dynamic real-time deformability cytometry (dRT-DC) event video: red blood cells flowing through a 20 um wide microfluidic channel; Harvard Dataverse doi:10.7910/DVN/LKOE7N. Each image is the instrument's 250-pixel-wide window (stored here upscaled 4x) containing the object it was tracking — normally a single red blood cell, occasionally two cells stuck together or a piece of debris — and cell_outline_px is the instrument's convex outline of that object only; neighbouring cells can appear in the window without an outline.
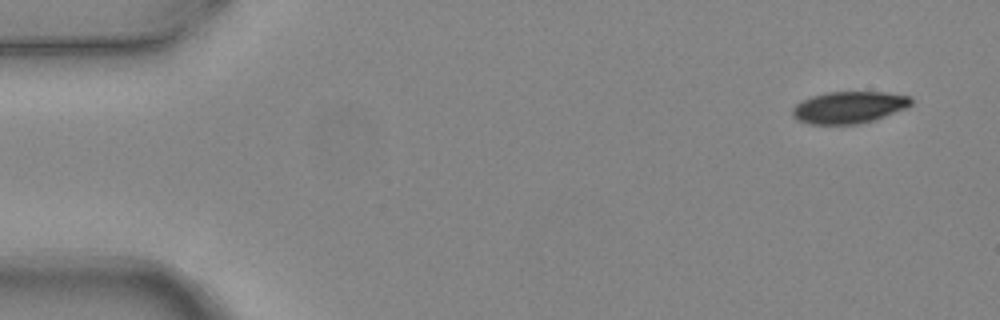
{"species": "common noctule bat (a hibernating species)", "species_latin": "Nyctalus noctula", "temperature_condition": "warm", "stored_images_in_passage": 3, "camera_frame_rate_fps": 3000, "um_per_image_px": 0.085, "animal": {"sex": "female", "body_mass_g": 24.6, "forearm_length_mm": 56.2}, "frame": {"image": 1, "passage_image": 3, "time_ms": 0.667, "image_size_px": [1000, 320], "cell_outline_px": [[912, 104], [904, 108], [876, 120], [860, 124], [808, 124], [796, 120], [792, 116], [792, 108], [800, 100], [812, 96], [828, 92], [884, 92], [912, 96]], "centroid_in_image_um": [72.13, 9.13], "position_along_channel_um": 12.9, "area_um2": 22.25}}